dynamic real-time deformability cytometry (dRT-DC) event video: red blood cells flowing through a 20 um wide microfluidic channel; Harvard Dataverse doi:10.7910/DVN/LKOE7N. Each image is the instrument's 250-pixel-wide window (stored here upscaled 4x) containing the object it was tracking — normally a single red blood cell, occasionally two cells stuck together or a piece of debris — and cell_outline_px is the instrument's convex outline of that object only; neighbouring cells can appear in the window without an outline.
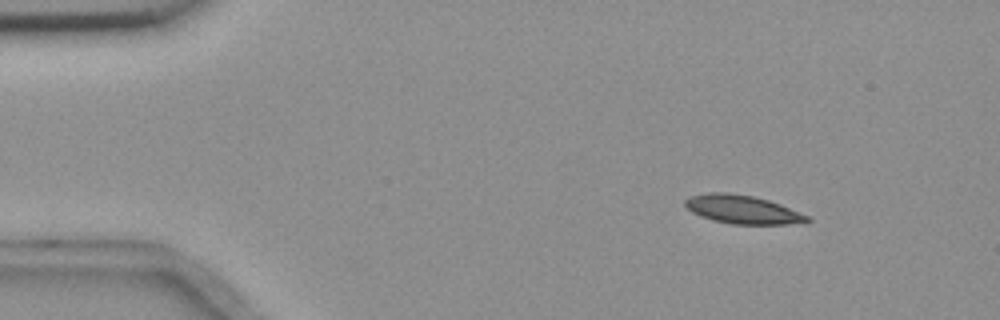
{"species": "common noctule bat (a hibernating species)", "species_latin": "Nyctalus noctula", "temperature_condition": "room temperature", "stored_images_in_passage": 50, "camera_frame_rate_fps": 3000, "um_per_image_px": 0.085, "animal": {"sex": "female", "body_mass_g": 18.4}, "frame": {"image": 1, "passage_image": 2, "time_ms": 0.333, "image_size_px": [1000, 320], "cell_outline_px": [[812, 220], [808, 224], [732, 224], [712, 220], [700, 216], [692, 212], [684, 204], [684, 200], [688, 196], [708, 192], [728, 192], [752, 196], [768, 200], [780, 204], [808, 216]], "centroid_in_image_um": [63.12, 17.81], "position_along_channel_um": 21.9, "area_um2": 20.46}}
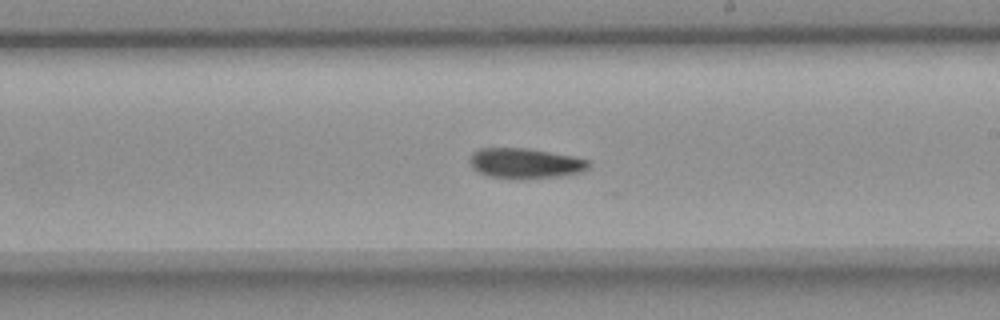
{"frame": {"image": 2, "passage_image": 27, "time_ms": 8.667, "image_size_px": [1000, 320], "cell_outline_px": [[588, 168], [584, 172], [564, 176], [520, 180], [488, 176], [476, 172], [472, 168], [468, 160], [472, 152], [480, 148], [524, 148], [572, 156], [588, 160]], "centroid_in_image_um": [44.6, 13.91], "position_along_channel_um": 244.4, "area_um2": 21.33}}
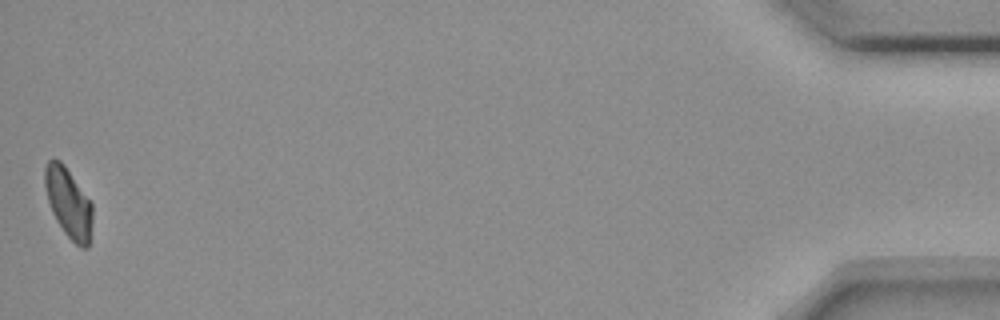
{"frame": {"image": 3, "passage_image": 50, "time_ms": 16.333, "image_size_px": [1000, 320], "cell_outline_px": [[92, 224], [88, 248], [80, 248], [64, 232], [56, 220], [52, 212], [48, 200], [44, 184], [44, 168], [48, 160], [60, 160], [64, 164], [92, 204]], "centroid_in_image_um": [5.81, 17.25], "position_along_channel_um": 429.4, "area_um2": 19.19}, "authors_computed_cell_mechanics": {"area_um2": 20.6635, "velocity_mm_per_s": 3.6445, "shape_relaxation_time_tau1_ms": 4.2726, "shape_relaxation_time_tau2_ms": null, "deformation_change_tau1": 0.1194, "deformation_change_tau2": null}}